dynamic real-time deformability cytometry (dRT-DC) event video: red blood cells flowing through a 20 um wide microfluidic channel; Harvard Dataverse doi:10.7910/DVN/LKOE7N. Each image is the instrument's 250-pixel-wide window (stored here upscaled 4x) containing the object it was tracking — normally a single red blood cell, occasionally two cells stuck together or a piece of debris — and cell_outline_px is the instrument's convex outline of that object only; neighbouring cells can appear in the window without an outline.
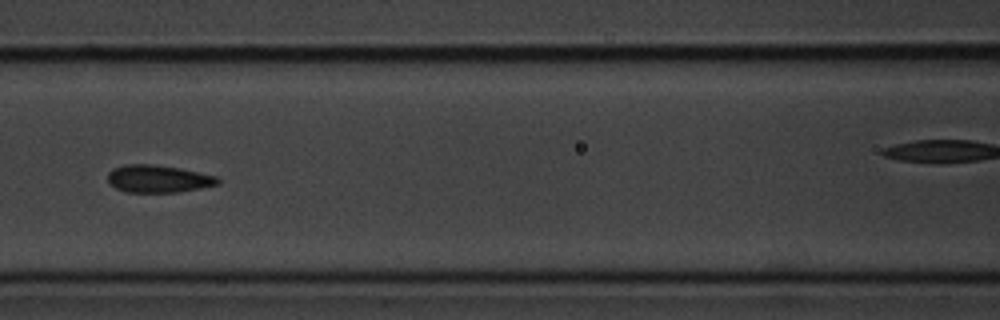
{"species": "common noctule bat (a hibernating species)", "species_latin": "Nyctalus noctula", "temperature_condition": "cold", "stored_images_in_passage": 9, "camera_frame_rate_fps": 3000, "um_per_image_px": 0.085, "animal": {"sex": "male", "body_mass_g": 20.1, "forearm_length_mm": 53.5}, "frame": {"image": 1, "passage_image": 6, "time_ms": 6.0, "image_size_px": [1000, 320], "cell_outline_px": [[220, 184], [180, 192], [128, 192], [116, 188], [108, 184], [108, 172], [112, 168], [124, 164], [152, 164], [180, 168], [216, 176], [220, 180]], "centroid_in_image_um": [13.43, 15.19], "position_along_channel_um": 153.2, "area_um2": 17.74}}
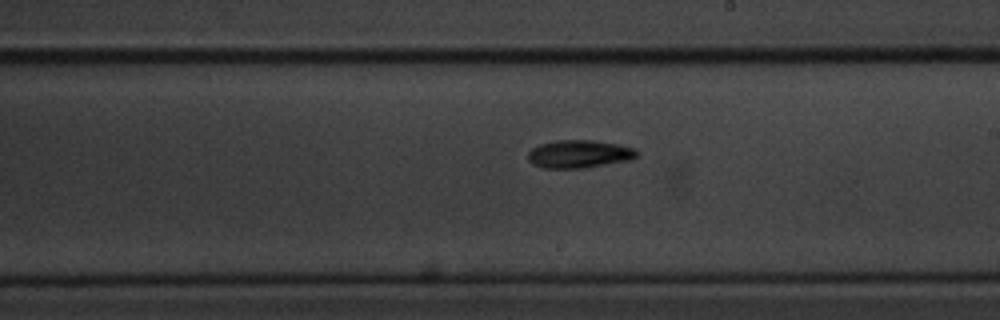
{"frame": {"image": 2, "passage_image": 9, "time_ms": 10.333, "image_size_px": [1000, 320], "cell_outline_px": [[640, 152], [632, 160], [584, 168], [544, 168], [532, 164], [528, 160], [528, 152], [532, 148], [540, 144], [556, 140], [592, 140], [616, 144], [636, 148]], "centroid_in_image_um": [49.24, 13.09], "position_along_channel_um": 239.8, "area_um2": 17.86}}